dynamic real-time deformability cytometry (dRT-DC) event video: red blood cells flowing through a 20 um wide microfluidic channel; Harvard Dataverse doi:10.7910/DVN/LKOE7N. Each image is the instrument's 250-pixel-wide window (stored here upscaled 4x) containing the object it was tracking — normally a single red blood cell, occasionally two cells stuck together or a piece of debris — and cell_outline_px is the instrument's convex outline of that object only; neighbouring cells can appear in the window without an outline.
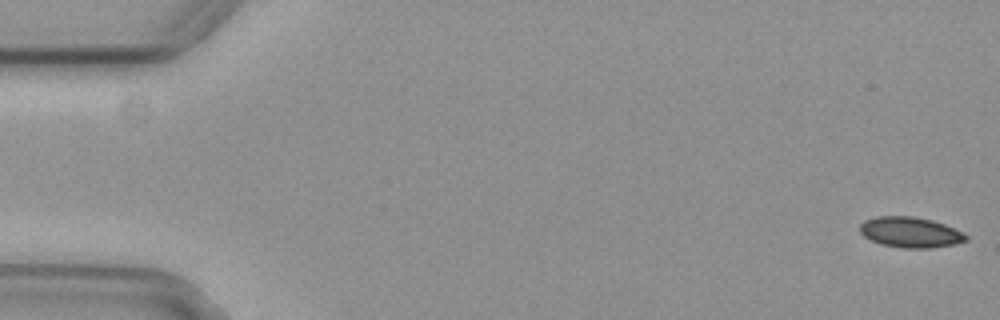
{"species": "common noctule bat (a hibernating species)", "species_latin": "Nyctalus noctula", "temperature_condition": "cold", "stored_images_in_passage": 55, "camera_frame_rate_fps": 3000, "um_per_image_px": 0.085, "animal": {"sex": "female", "body_mass_g": 29.2, "forearm_length_mm": 56.3}, "frame": {"image": 1, "passage_image": 1, "time_ms": 0.0, "image_size_px": [1000, 320], "cell_outline_px": [[968, 240], [956, 244], [928, 248], [904, 248], [880, 244], [864, 236], [860, 232], [860, 224], [864, 220], [876, 216], [912, 216], [932, 220], [944, 224], [968, 236]], "centroid_in_image_um": [77.36, 19.74], "position_along_channel_um": 7.6, "area_um2": 18.79}}
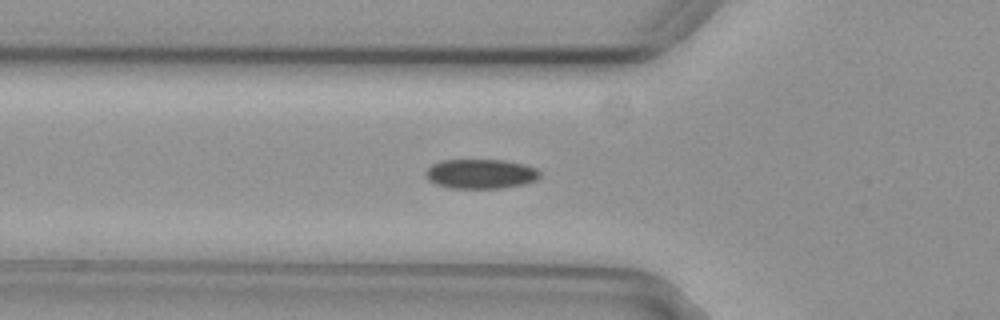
{"frame": {"image": 2, "passage_image": 19, "time_ms": 6.0, "image_size_px": [1000, 320], "cell_outline_px": [[540, 176], [536, 180], [524, 184], [500, 188], [448, 188], [436, 184], [428, 180], [424, 176], [424, 172], [432, 164], [440, 160], [504, 160], [524, 164], [536, 168], [540, 172]], "centroid_in_image_um": [40.83, 14.78], "position_along_channel_um": 85.0, "area_um2": 19.83}}
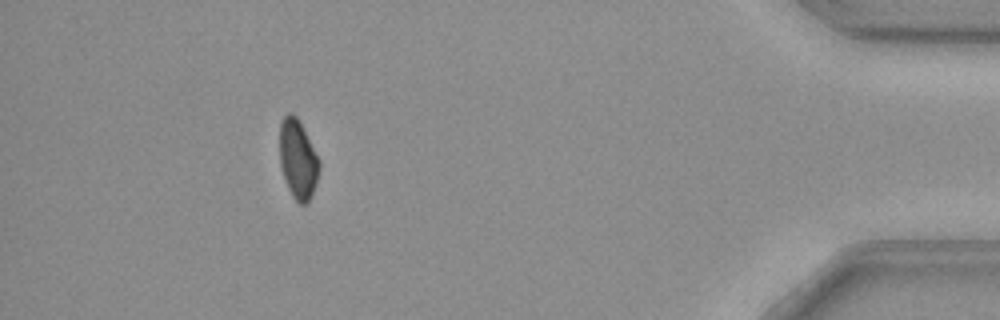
{"frame": {"image": 3, "passage_image": 50, "time_ms": 16.333, "image_size_px": [1000, 320], "cell_outline_px": [[320, 168], [312, 192], [308, 200], [304, 204], [300, 204], [292, 196], [288, 188], [280, 168], [280, 124], [284, 116], [288, 112], [296, 116], [320, 160]], "centroid_in_image_um": [25.3, 13.53], "position_along_channel_um": 409.9, "area_um2": 17.92}}